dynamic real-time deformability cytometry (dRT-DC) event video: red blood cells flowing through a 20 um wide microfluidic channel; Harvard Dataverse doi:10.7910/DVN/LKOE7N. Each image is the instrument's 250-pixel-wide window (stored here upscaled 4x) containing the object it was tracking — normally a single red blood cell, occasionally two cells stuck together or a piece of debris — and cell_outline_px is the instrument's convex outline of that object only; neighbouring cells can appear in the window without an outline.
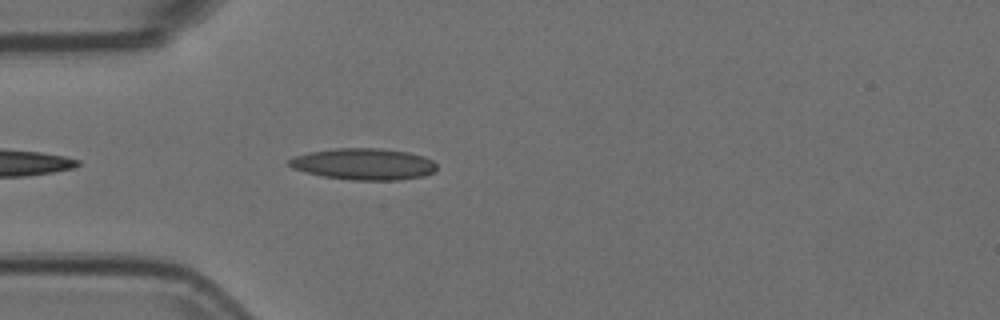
{"species": "Egyptian fruit bat (a non-hibernating species)", "species_latin": "Rousettus aegyptiacus", "temperature_condition": "room temperature", "stored_images_in_passage": 27, "camera_frame_rate_fps": 3000, "um_per_image_px": 0.085, "animal": {"sex": "female"}, "frame": {"image": 1, "passage_image": 3, "time_ms": 0.667, "image_size_px": [1000, 320], "cell_outline_px": [[436, 172], [424, 176], [396, 180], [348, 180], [324, 176], [292, 168], [288, 164], [288, 160], [296, 156], [308, 152], [336, 148], [380, 148], [408, 152], [424, 156], [432, 160], [436, 164]], "centroid_in_image_um": [30.95, 13.94], "position_along_channel_um": 54.1, "area_um2": 27.11}}
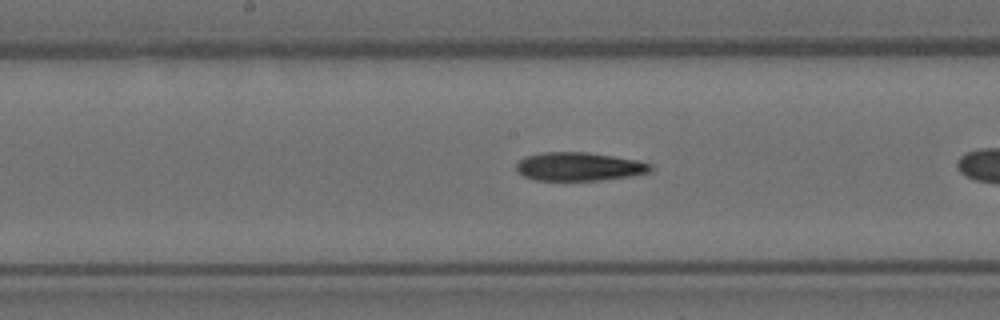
{"frame": {"image": 2, "passage_image": 12, "time_ms": 3.667, "image_size_px": [1000, 320], "cell_outline_px": [[652, 168], [648, 172], [632, 176], [600, 180], [536, 180], [524, 176], [516, 172], [516, 164], [524, 156], [544, 152], [588, 152], [636, 160], [652, 164]], "centroid_in_image_um": [49.19, 14.16], "position_along_channel_um": 199.0, "area_um2": 22.25}}
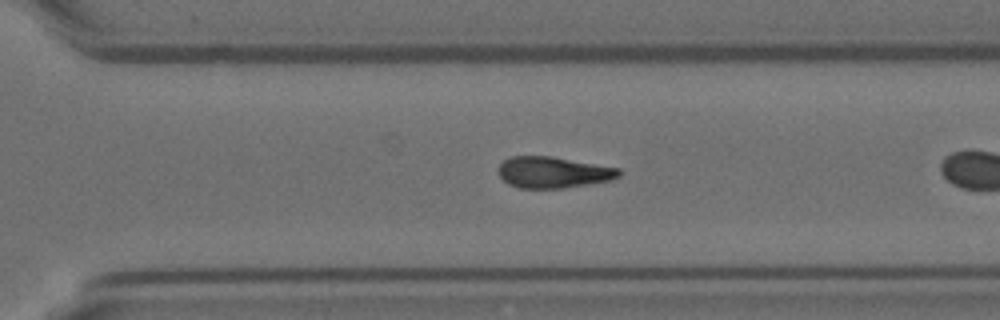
{"frame": {"image": 3, "passage_image": 22, "time_ms": 7.0, "image_size_px": [1000, 320], "cell_outline_px": [[624, 172], [620, 176], [612, 180], [564, 188], [520, 188], [508, 184], [500, 176], [500, 164], [504, 160], [512, 156], [552, 156], [620, 168]], "centroid_in_image_um": [47.08, 14.65], "position_along_channel_um": 323.5, "area_um2": 22.02}}